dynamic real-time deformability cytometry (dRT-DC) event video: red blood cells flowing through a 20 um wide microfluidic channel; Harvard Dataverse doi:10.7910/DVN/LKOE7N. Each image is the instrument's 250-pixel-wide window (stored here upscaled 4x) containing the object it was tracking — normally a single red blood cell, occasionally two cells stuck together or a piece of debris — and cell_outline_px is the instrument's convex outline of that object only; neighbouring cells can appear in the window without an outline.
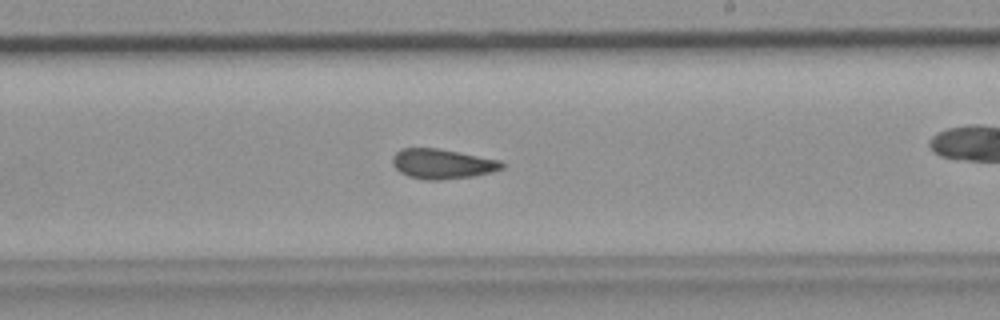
{"species": "common noctule bat (a hibernating species)", "species_latin": "Nyctalus noctula", "temperature_condition": "room temperature", "stored_images_in_passage": 47, "camera_frame_rate_fps": 3000, "um_per_image_px": 0.085, "animal": {"sex": "female", "body_mass_g": 19.9}, "frame": {"image": 1, "passage_image": 27, "time_ms": 8.667, "image_size_px": [1000, 320], "cell_outline_px": [[504, 168], [492, 172], [472, 176], [440, 180], [424, 180], [408, 176], [400, 172], [392, 164], [392, 156], [400, 148], [440, 148], [500, 160], [504, 164]], "centroid_in_image_um": [37.58, 13.92], "position_along_channel_um": 251.4, "area_um2": 19.19}}
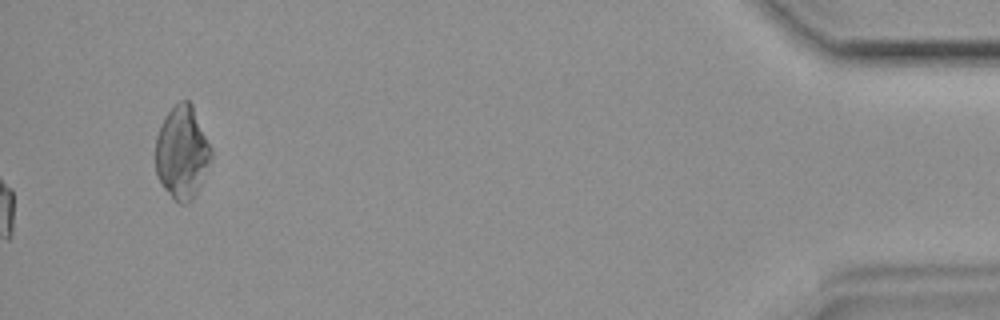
{"frame": {"image": 2, "passage_image": 47, "time_ms": 15.333, "image_size_px": [1000, 320], "cell_outline_px": [[212, 160], [192, 200], [188, 204], [180, 204], [164, 188], [156, 176], [156, 136], [164, 116], [180, 100], [188, 100], [192, 104], [212, 148]], "centroid_in_image_um": [15.48, 12.95], "position_along_channel_um": 419.7, "area_um2": 30.11}}